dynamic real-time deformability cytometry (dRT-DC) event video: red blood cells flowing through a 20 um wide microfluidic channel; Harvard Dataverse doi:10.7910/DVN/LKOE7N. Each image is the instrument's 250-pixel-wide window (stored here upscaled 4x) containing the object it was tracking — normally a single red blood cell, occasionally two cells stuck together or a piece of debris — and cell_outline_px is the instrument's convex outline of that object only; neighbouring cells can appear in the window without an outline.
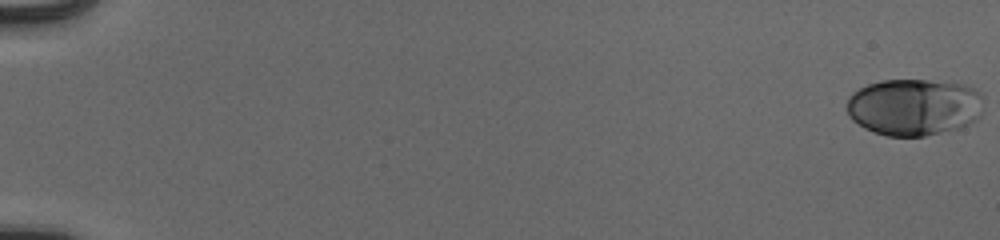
{"species": "human", "species_latin": "Homo sapiens", "temperature_condition": "cold", "stored_images_in_passage": 55, "camera_frame_rate_fps": 3000, "um_per_image_px": 0.085, "donor": {"sex": "male"}, "frame": {"image": 1, "passage_image": 1, "time_ms": 0.0, "image_size_px": [1000, 240], "cell_outline_px": [[984, 96], [980, 116], [976, 120], [960, 128], [924, 136], [888, 136], [872, 132], [864, 128], [852, 120], [848, 112], [848, 96], [852, 92], [868, 84], [880, 80], [928, 80], [964, 84], [980, 92]], "centroid_in_image_um": [77.71, 9.09], "position_along_channel_um": 7.3, "area_um2": 45.66}}
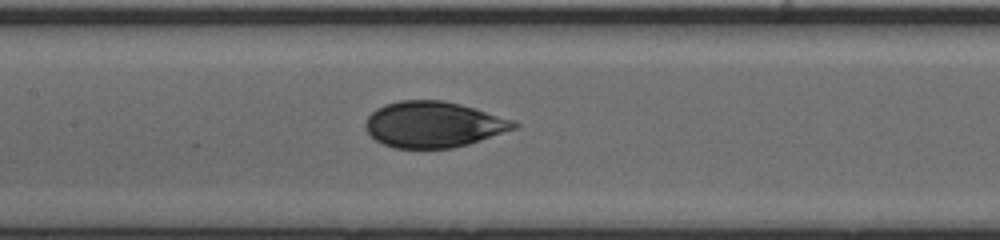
{"frame": {"image": 2, "passage_image": 29, "time_ms": 9.333, "image_size_px": [1000, 240], "cell_outline_px": [[520, 124], [516, 128], [468, 144], [452, 148], [392, 148], [376, 140], [364, 128], [364, 124], [368, 116], [376, 108], [384, 104], [400, 100], [444, 100], [460, 104], [512, 120]], "centroid_in_image_um": [36.79, 10.58], "position_along_channel_um": 170.6, "area_um2": 39.54}}
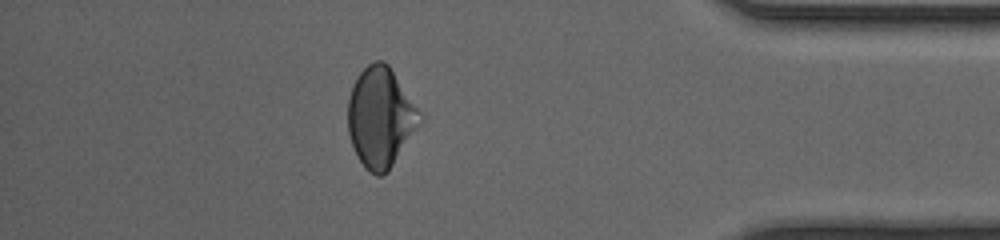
{"frame": {"image": 3, "passage_image": 49, "time_ms": 16.0, "image_size_px": [1000, 240], "cell_outline_px": [[424, 116], [388, 172], [380, 176], [376, 176], [364, 168], [356, 156], [348, 132], [348, 100], [352, 84], [360, 72], [368, 64], [376, 60], [384, 60], [388, 64]], "centroid_in_image_um": [32.33, 9.97], "position_along_channel_um": 402.9, "area_um2": 41.85}, "authors_computed_cell_mechanics": {"area_um2": 40.9802, "velocity_mm_per_s": 3.9355, "shape_relaxation_time_tau1_ms": 4.8417, "shape_relaxation_time_tau2_ms": 0.8023, "deformation_change_tau1": 0.1501, "deformation_change_tau2": 0.0393}}